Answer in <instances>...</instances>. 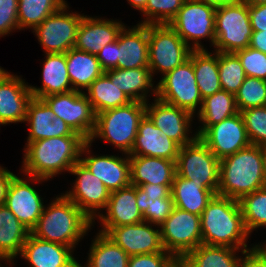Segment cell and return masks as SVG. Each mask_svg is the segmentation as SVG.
<instances>
[{"label":"cell","instance_id":"7","mask_svg":"<svg viewBox=\"0 0 266 267\" xmlns=\"http://www.w3.org/2000/svg\"><path fill=\"white\" fill-rule=\"evenodd\" d=\"M191 51L169 24L148 25L149 69L152 76L155 72H161L164 76L172 71L189 58Z\"/></svg>","mask_w":266,"mask_h":267},{"label":"cell","instance_id":"11","mask_svg":"<svg viewBox=\"0 0 266 267\" xmlns=\"http://www.w3.org/2000/svg\"><path fill=\"white\" fill-rule=\"evenodd\" d=\"M157 86L156 97L163 102L187 110L194 115L201 109L203 98L197 86L193 63L188 58L181 65L166 73Z\"/></svg>","mask_w":266,"mask_h":267},{"label":"cell","instance_id":"6","mask_svg":"<svg viewBox=\"0 0 266 267\" xmlns=\"http://www.w3.org/2000/svg\"><path fill=\"white\" fill-rule=\"evenodd\" d=\"M249 5L242 1L215 10V51L235 53L249 47L252 36Z\"/></svg>","mask_w":266,"mask_h":267},{"label":"cell","instance_id":"19","mask_svg":"<svg viewBox=\"0 0 266 267\" xmlns=\"http://www.w3.org/2000/svg\"><path fill=\"white\" fill-rule=\"evenodd\" d=\"M42 199L28 181L15 175L9 184L4 205L31 231L44 210Z\"/></svg>","mask_w":266,"mask_h":267},{"label":"cell","instance_id":"39","mask_svg":"<svg viewBox=\"0 0 266 267\" xmlns=\"http://www.w3.org/2000/svg\"><path fill=\"white\" fill-rule=\"evenodd\" d=\"M239 203L249 234L257 228L266 226V186L244 195Z\"/></svg>","mask_w":266,"mask_h":267},{"label":"cell","instance_id":"54","mask_svg":"<svg viewBox=\"0 0 266 267\" xmlns=\"http://www.w3.org/2000/svg\"><path fill=\"white\" fill-rule=\"evenodd\" d=\"M200 2H204L207 5H211L215 8L221 7L225 4H229L231 2H237L239 0H199Z\"/></svg>","mask_w":266,"mask_h":267},{"label":"cell","instance_id":"21","mask_svg":"<svg viewBox=\"0 0 266 267\" xmlns=\"http://www.w3.org/2000/svg\"><path fill=\"white\" fill-rule=\"evenodd\" d=\"M104 210L107 211L106 215L102 213L98 215V219L102 223L100 224L102 229L99 232L103 234H106L113 227L144 221L137 206L135 185L111 192Z\"/></svg>","mask_w":266,"mask_h":267},{"label":"cell","instance_id":"25","mask_svg":"<svg viewBox=\"0 0 266 267\" xmlns=\"http://www.w3.org/2000/svg\"><path fill=\"white\" fill-rule=\"evenodd\" d=\"M72 253L71 247L41 240L30 233L20 257L26 259L31 267H78Z\"/></svg>","mask_w":266,"mask_h":267},{"label":"cell","instance_id":"42","mask_svg":"<svg viewBox=\"0 0 266 267\" xmlns=\"http://www.w3.org/2000/svg\"><path fill=\"white\" fill-rule=\"evenodd\" d=\"M185 0H147L141 12L146 18L138 24H169L182 7Z\"/></svg>","mask_w":266,"mask_h":267},{"label":"cell","instance_id":"17","mask_svg":"<svg viewBox=\"0 0 266 267\" xmlns=\"http://www.w3.org/2000/svg\"><path fill=\"white\" fill-rule=\"evenodd\" d=\"M90 146L89 141L83 145L80 156L85 153L88 156L80 157V162L100 179L110 192L131 185L129 154H125V158L114 155H89L91 153Z\"/></svg>","mask_w":266,"mask_h":267},{"label":"cell","instance_id":"12","mask_svg":"<svg viewBox=\"0 0 266 267\" xmlns=\"http://www.w3.org/2000/svg\"><path fill=\"white\" fill-rule=\"evenodd\" d=\"M67 8L66 3L32 29L45 53H66L75 46L83 14L68 13Z\"/></svg>","mask_w":266,"mask_h":267},{"label":"cell","instance_id":"32","mask_svg":"<svg viewBox=\"0 0 266 267\" xmlns=\"http://www.w3.org/2000/svg\"><path fill=\"white\" fill-rule=\"evenodd\" d=\"M171 195L175 207L201 216L215 194L206 189L203 184L175 175Z\"/></svg>","mask_w":266,"mask_h":267},{"label":"cell","instance_id":"57","mask_svg":"<svg viewBox=\"0 0 266 267\" xmlns=\"http://www.w3.org/2000/svg\"><path fill=\"white\" fill-rule=\"evenodd\" d=\"M240 1L245 2L248 5L266 3V0H240Z\"/></svg>","mask_w":266,"mask_h":267},{"label":"cell","instance_id":"48","mask_svg":"<svg viewBox=\"0 0 266 267\" xmlns=\"http://www.w3.org/2000/svg\"><path fill=\"white\" fill-rule=\"evenodd\" d=\"M19 30L18 0H0V37Z\"/></svg>","mask_w":266,"mask_h":267},{"label":"cell","instance_id":"51","mask_svg":"<svg viewBox=\"0 0 266 267\" xmlns=\"http://www.w3.org/2000/svg\"><path fill=\"white\" fill-rule=\"evenodd\" d=\"M249 19L253 31H266V3L249 5Z\"/></svg>","mask_w":266,"mask_h":267},{"label":"cell","instance_id":"43","mask_svg":"<svg viewBox=\"0 0 266 267\" xmlns=\"http://www.w3.org/2000/svg\"><path fill=\"white\" fill-rule=\"evenodd\" d=\"M251 145H266V107L240 111Z\"/></svg>","mask_w":266,"mask_h":267},{"label":"cell","instance_id":"13","mask_svg":"<svg viewBox=\"0 0 266 267\" xmlns=\"http://www.w3.org/2000/svg\"><path fill=\"white\" fill-rule=\"evenodd\" d=\"M55 117L62 119L74 132L87 141L96 125V113L84 92L71 91L42 98Z\"/></svg>","mask_w":266,"mask_h":267},{"label":"cell","instance_id":"49","mask_svg":"<svg viewBox=\"0 0 266 267\" xmlns=\"http://www.w3.org/2000/svg\"><path fill=\"white\" fill-rule=\"evenodd\" d=\"M238 267H266V250L261 245H253L250 250L241 251Z\"/></svg>","mask_w":266,"mask_h":267},{"label":"cell","instance_id":"20","mask_svg":"<svg viewBox=\"0 0 266 267\" xmlns=\"http://www.w3.org/2000/svg\"><path fill=\"white\" fill-rule=\"evenodd\" d=\"M24 122L29 124V136L26 145L47 138L81 136L74 132L62 119L55 117L51 108L40 98H32L29 101Z\"/></svg>","mask_w":266,"mask_h":267},{"label":"cell","instance_id":"8","mask_svg":"<svg viewBox=\"0 0 266 267\" xmlns=\"http://www.w3.org/2000/svg\"><path fill=\"white\" fill-rule=\"evenodd\" d=\"M219 171L220 160L199 137L180 147L176 160V175L203 184L217 195Z\"/></svg>","mask_w":266,"mask_h":267},{"label":"cell","instance_id":"16","mask_svg":"<svg viewBox=\"0 0 266 267\" xmlns=\"http://www.w3.org/2000/svg\"><path fill=\"white\" fill-rule=\"evenodd\" d=\"M146 115L168 138L178 143L181 147L193 142L198 136L193 134L190 129L193 114L187 110L154 98L152 105L146 102ZM190 132V133H189Z\"/></svg>","mask_w":266,"mask_h":267},{"label":"cell","instance_id":"23","mask_svg":"<svg viewBox=\"0 0 266 267\" xmlns=\"http://www.w3.org/2000/svg\"><path fill=\"white\" fill-rule=\"evenodd\" d=\"M180 145L168 138L145 114L138 125V133L129 156H149L177 160Z\"/></svg>","mask_w":266,"mask_h":267},{"label":"cell","instance_id":"5","mask_svg":"<svg viewBox=\"0 0 266 267\" xmlns=\"http://www.w3.org/2000/svg\"><path fill=\"white\" fill-rule=\"evenodd\" d=\"M145 114L146 103L138 101L97 113L95 129L89 142L101 138L124 154H130L138 133L139 122Z\"/></svg>","mask_w":266,"mask_h":267},{"label":"cell","instance_id":"46","mask_svg":"<svg viewBox=\"0 0 266 267\" xmlns=\"http://www.w3.org/2000/svg\"><path fill=\"white\" fill-rule=\"evenodd\" d=\"M174 202L172 195L167 198H162L160 201L153 202L142 213L144 221L153 224V226H159L166 220V218L172 213L174 209Z\"/></svg>","mask_w":266,"mask_h":267},{"label":"cell","instance_id":"52","mask_svg":"<svg viewBox=\"0 0 266 267\" xmlns=\"http://www.w3.org/2000/svg\"><path fill=\"white\" fill-rule=\"evenodd\" d=\"M14 176L11 171L0 166V206L5 203L9 184Z\"/></svg>","mask_w":266,"mask_h":267},{"label":"cell","instance_id":"26","mask_svg":"<svg viewBox=\"0 0 266 267\" xmlns=\"http://www.w3.org/2000/svg\"><path fill=\"white\" fill-rule=\"evenodd\" d=\"M119 69L149 68L148 25L122 28L117 37Z\"/></svg>","mask_w":266,"mask_h":267},{"label":"cell","instance_id":"31","mask_svg":"<svg viewBox=\"0 0 266 267\" xmlns=\"http://www.w3.org/2000/svg\"><path fill=\"white\" fill-rule=\"evenodd\" d=\"M70 83L74 91L84 92L105 71L96 55L71 48L65 53ZM81 89V90H80Z\"/></svg>","mask_w":266,"mask_h":267},{"label":"cell","instance_id":"35","mask_svg":"<svg viewBox=\"0 0 266 267\" xmlns=\"http://www.w3.org/2000/svg\"><path fill=\"white\" fill-rule=\"evenodd\" d=\"M228 246L201 244L189 252L182 260L188 267H238L241 257Z\"/></svg>","mask_w":266,"mask_h":267},{"label":"cell","instance_id":"36","mask_svg":"<svg viewBox=\"0 0 266 267\" xmlns=\"http://www.w3.org/2000/svg\"><path fill=\"white\" fill-rule=\"evenodd\" d=\"M86 90L88 93L84 94L96 114L132 102L105 73L96 78Z\"/></svg>","mask_w":266,"mask_h":267},{"label":"cell","instance_id":"4","mask_svg":"<svg viewBox=\"0 0 266 267\" xmlns=\"http://www.w3.org/2000/svg\"><path fill=\"white\" fill-rule=\"evenodd\" d=\"M265 186L261 146L250 145L220 160L218 195L240 200Z\"/></svg>","mask_w":266,"mask_h":267},{"label":"cell","instance_id":"10","mask_svg":"<svg viewBox=\"0 0 266 267\" xmlns=\"http://www.w3.org/2000/svg\"><path fill=\"white\" fill-rule=\"evenodd\" d=\"M159 227L164 250L177 260L202 244L199 215L174 207Z\"/></svg>","mask_w":266,"mask_h":267},{"label":"cell","instance_id":"37","mask_svg":"<svg viewBox=\"0 0 266 267\" xmlns=\"http://www.w3.org/2000/svg\"><path fill=\"white\" fill-rule=\"evenodd\" d=\"M90 246L85 266L79 267H128L129 255L107 235L97 233Z\"/></svg>","mask_w":266,"mask_h":267},{"label":"cell","instance_id":"1","mask_svg":"<svg viewBox=\"0 0 266 267\" xmlns=\"http://www.w3.org/2000/svg\"><path fill=\"white\" fill-rule=\"evenodd\" d=\"M82 136H63L30 142L25 145L22 170L35 183L48 181L68 171L80 161Z\"/></svg>","mask_w":266,"mask_h":267},{"label":"cell","instance_id":"28","mask_svg":"<svg viewBox=\"0 0 266 267\" xmlns=\"http://www.w3.org/2000/svg\"><path fill=\"white\" fill-rule=\"evenodd\" d=\"M42 69V86L29 85L33 98L73 91L68 75L65 53H46Z\"/></svg>","mask_w":266,"mask_h":267},{"label":"cell","instance_id":"29","mask_svg":"<svg viewBox=\"0 0 266 267\" xmlns=\"http://www.w3.org/2000/svg\"><path fill=\"white\" fill-rule=\"evenodd\" d=\"M104 73L110 78L111 82H115L131 101L146 103L148 101L147 94L150 90L155 96L157 95V86H153V76L149 68H114Z\"/></svg>","mask_w":266,"mask_h":267},{"label":"cell","instance_id":"33","mask_svg":"<svg viewBox=\"0 0 266 267\" xmlns=\"http://www.w3.org/2000/svg\"><path fill=\"white\" fill-rule=\"evenodd\" d=\"M189 58L192 60L197 86L203 99L222 90L217 51L212 54L206 49L192 50Z\"/></svg>","mask_w":266,"mask_h":267},{"label":"cell","instance_id":"38","mask_svg":"<svg viewBox=\"0 0 266 267\" xmlns=\"http://www.w3.org/2000/svg\"><path fill=\"white\" fill-rule=\"evenodd\" d=\"M64 4L65 0H18L19 30L34 29Z\"/></svg>","mask_w":266,"mask_h":267},{"label":"cell","instance_id":"14","mask_svg":"<svg viewBox=\"0 0 266 267\" xmlns=\"http://www.w3.org/2000/svg\"><path fill=\"white\" fill-rule=\"evenodd\" d=\"M70 173L77 176V179L72 190L64 195L94 222L101 209L106 208L111 192L80 161L71 168Z\"/></svg>","mask_w":266,"mask_h":267},{"label":"cell","instance_id":"24","mask_svg":"<svg viewBox=\"0 0 266 267\" xmlns=\"http://www.w3.org/2000/svg\"><path fill=\"white\" fill-rule=\"evenodd\" d=\"M124 23L83 15L79 24L74 48L96 55L108 43L114 42Z\"/></svg>","mask_w":266,"mask_h":267},{"label":"cell","instance_id":"3","mask_svg":"<svg viewBox=\"0 0 266 267\" xmlns=\"http://www.w3.org/2000/svg\"><path fill=\"white\" fill-rule=\"evenodd\" d=\"M44 210L31 234L44 241L75 248L94 224L64 194L57 196Z\"/></svg>","mask_w":266,"mask_h":267},{"label":"cell","instance_id":"27","mask_svg":"<svg viewBox=\"0 0 266 267\" xmlns=\"http://www.w3.org/2000/svg\"><path fill=\"white\" fill-rule=\"evenodd\" d=\"M131 185H172L176 175V162L165 158L129 156Z\"/></svg>","mask_w":266,"mask_h":267},{"label":"cell","instance_id":"60","mask_svg":"<svg viewBox=\"0 0 266 267\" xmlns=\"http://www.w3.org/2000/svg\"><path fill=\"white\" fill-rule=\"evenodd\" d=\"M261 246L266 250V244H265V245H262V244H261Z\"/></svg>","mask_w":266,"mask_h":267},{"label":"cell","instance_id":"45","mask_svg":"<svg viewBox=\"0 0 266 267\" xmlns=\"http://www.w3.org/2000/svg\"><path fill=\"white\" fill-rule=\"evenodd\" d=\"M172 185L143 184L136 186V201L141 213L153 202L167 198L171 194Z\"/></svg>","mask_w":266,"mask_h":267},{"label":"cell","instance_id":"41","mask_svg":"<svg viewBox=\"0 0 266 267\" xmlns=\"http://www.w3.org/2000/svg\"><path fill=\"white\" fill-rule=\"evenodd\" d=\"M235 102L238 112L263 107L266 103V80L246 76L235 94Z\"/></svg>","mask_w":266,"mask_h":267},{"label":"cell","instance_id":"15","mask_svg":"<svg viewBox=\"0 0 266 267\" xmlns=\"http://www.w3.org/2000/svg\"><path fill=\"white\" fill-rule=\"evenodd\" d=\"M199 138L219 160L251 145L240 112L208 127Z\"/></svg>","mask_w":266,"mask_h":267},{"label":"cell","instance_id":"58","mask_svg":"<svg viewBox=\"0 0 266 267\" xmlns=\"http://www.w3.org/2000/svg\"><path fill=\"white\" fill-rule=\"evenodd\" d=\"M175 267H188V266L182 259H179L175 261Z\"/></svg>","mask_w":266,"mask_h":267},{"label":"cell","instance_id":"44","mask_svg":"<svg viewBox=\"0 0 266 267\" xmlns=\"http://www.w3.org/2000/svg\"><path fill=\"white\" fill-rule=\"evenodd\" d=\"M240 59L245 75L266 80V54L247 47L235 52Z\"/></svg>","mask_w":266,"mask_h":267},{"label":"cell","instance_id":"22","mask_svg":"<svg viewBox=\"0 0 266 267\" xmlns=\"http://www.w3.org/2000/svg\"><path fill=\"white\" fill-rule=\"evenodd\" d=\"M32 98L24 79L8 72L0 81V125L24 122Z\"/></svg>","mask_w":266,"mask_h":267},{"label":"cell","instance_id":"18","mask_svg":"<svg viewBox=\"0 0 266 267\" xmlns=\"http://www.w3.org/2000/svg\"><path fill=\"white\" fill-rule=\"evenodd\" d=\"M105 235L129 256L166 252L161 242L160 229H153L152 224L146 221L113 227Z\"/></svg>","mask_w":266,"mask_h":267},{"label":"cell","instance_id":"59","mask_svg":"<svg viewBox=\"0 0 266 267\" xmlns=\"http://www.w3.org/2000/svg\"><path fill=\"white\" fill-rule=\"evenodd\" d=\"M7 73H8V71L4 70L0 66V81L6 76Z\"/></svg>","mask_w":266,"mask_h":267},{"label":"cell","instance_id":"30","mask_svg":"<svg viewBox=\"0 0 266 267\" xmlns=\"http://www.w3.org/2000/svg\"><path fill=\"white\" fill-rule=\"evenodd\" d=\"M31 231L5 205L0 206V260L12 264Z\"/></svg>","mask_w":266,"mask_h":267},{"label":"cell","instance_id":"53","mask_svg":"<svg viewBox=\"0 0 266 267\" xmlns=\"http://www.w3.org/2000/svg\"><path fill=\"white\" fill-rule=\"evenodd\" d=\"M249 47L266 54V31H253Z\"/></svg>","mask_w":266,"mask_h":267},{"label":"cell","instance_id":"9","mask_svg":"<svg viewBox=\"0 0 266 267\" xmlns=\"http://www.w3.org/2000/svg\"><path fill=\"white\" fill-rule=\"evenodd\" d=\"M215 10L199 0L184 1L169 25L192 50H204L202 38H209L212 46L215 45Z\"/></svg>","mask_w":266,"mask_h":267},{"label":"cell","instance_id":"55","mask_svg":"<svg viewBox=\"0 0 266 267\" xmlns=\"http://www.w3.org/2000/svg\"><path fill=\"white\" fill-rule=\"evenodd\" d=\"M129 4L133 7L136 8V10L143 11L145 9L147 0H127Z\"/></svg>","mask_w":266,"mask_h":267},{"label":"cell","instance_id":"50","mask_svg":"<svg viewBox=\"0 0 266 267\" xmlns=\"http://www.w3.org/2000/svg\"><path fill=\"white\" fill-rule=\"evenodd\" d=\"M96 57L104 71L118 68L117 39L105 45L100 52L96 54Z\"/></svg>","mask_w":266,"mask_h":267},{"label":"cell","instance_id":"56","mask_svg":"<svg viewBox=\"0 0 266 267\" xmlns=\"http://www.w3.org/2000/svg\"><path fill=\"white\" fill-rule=\"evenodd\" d=\"M261 156H262V162H263L264 176L266 179V145L261 146Z\"/></svg>","mask_w":266,"mask_h":267},{"label":"cell","instance_id":"40","mask_svg":"<svg viewBox=\"0 0 266 267\" xmlns=\"http://www.w3.org/2000/svg\"><path fill=\"white\" fill-rule=\"evenodd\" d=\"M219 78L222 90L236 94L245 80V72L235 53L218 52Z\"/></svg>","mask_w":266,"mask_h":267},{"label":"cell","instance_id":"34","mask_svg":"<svg viewBox=\"0 0 266 267\" xmlns=\"http://www.w3.org/2000/svg\"><path fill=\"white\" fill-rule=\"evenodd\" d=\"M238 113L235 95L225 90H220L203 99L198 119L203 126L196 131L199 137L208 127L223 121Z\"/></svg>","mask_w":266,"mask_h":267},{"label":"cell","instance_id":"47","mask_svg":"<svg viewBox=\"0 0 266 267\" xmlns=\"http://www.w3.org/2000/svg\"><path fill=\"white\" fill-rule=\"evenodd\" d=\"M177 259L169 252L130 256L128 267H171Z\"/></svg>","mask_w":266,"mask_h":267},{"label":"cell","instance_id":"2","mask_svg":"<svg viewBox=\"0 0 266 267\" xmlns=\"http://www.w3.org/2000/svg\"><path fill=\"white\" fill-rule=\"evenodd\" d=\"M202 244L250 250L239 200L214 195L200 216ZM243 247V248H242Z\"/></svg>","mask_w":266,"mask_h":267}]
</instances>
